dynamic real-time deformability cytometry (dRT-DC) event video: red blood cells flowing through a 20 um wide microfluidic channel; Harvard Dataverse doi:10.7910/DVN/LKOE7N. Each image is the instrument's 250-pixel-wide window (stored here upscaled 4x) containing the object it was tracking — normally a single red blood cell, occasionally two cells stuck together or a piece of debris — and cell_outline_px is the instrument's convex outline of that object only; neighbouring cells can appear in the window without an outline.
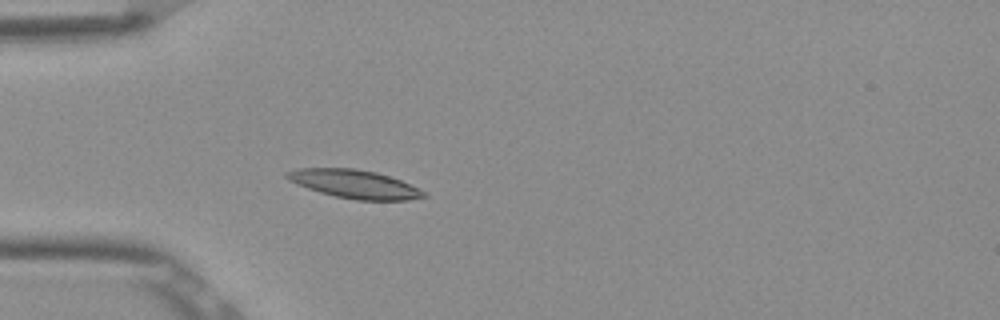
{"species": "Egyptian fruit bat (a non-hibernating species)", "species_latin": "Rousettus aegyptiacus", "temperature_condition": "room temperature", "stored_images_in_passage": 5, "camera_frame_rate_fps": 3000, "um_per_image_px": 0.085, "frame": {"image": 1, "passage_image": 5, "time_ms": 1.333, "image_size_px": [1000, 320], "cell_outline_px": [[428, 196], [408, 200], [356, 200], [336, 196], [320, 192], [296, 184], [288, 180], [284, 176], [284, 172], [300, 168], [356, 168], [376, 172], [400, 180], [424, 192]], "centroid_in_image_um": [30.08, 15.64], "position_along_channel_um": 54.9, "area_um2": 22.48}}